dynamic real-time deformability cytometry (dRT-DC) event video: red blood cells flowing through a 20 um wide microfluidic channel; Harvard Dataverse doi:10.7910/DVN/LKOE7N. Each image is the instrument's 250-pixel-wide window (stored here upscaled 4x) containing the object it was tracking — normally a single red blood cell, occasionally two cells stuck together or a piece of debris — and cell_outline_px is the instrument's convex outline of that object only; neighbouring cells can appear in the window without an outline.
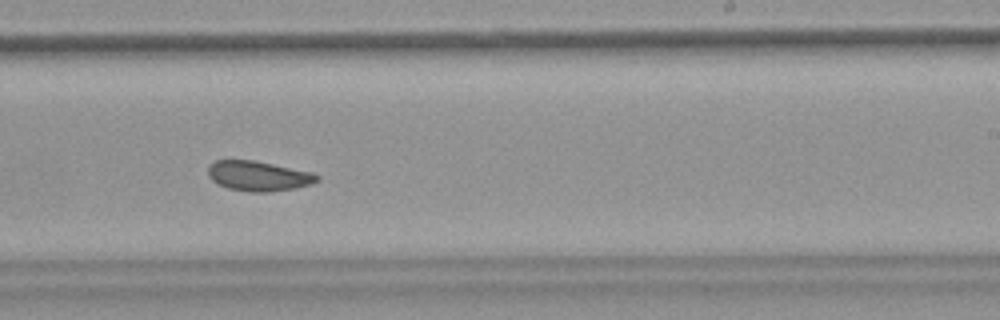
{"species": "common noctule bat (a hibernating species)", "species_latin": "Nyctalus noctula", "temperature_condition": "warm", "stored_images_in_passage": 33, "camera_frame_rate_fps": 3000, "um_per_image_px": 0.085, "animal": {"sex": "female", "body_mass_g": 18.4}, "frame": {"image": 1, "passage_image": 19, "time_ms": 6.0, "image_size_px": [1000, 320], "cell_outline_px": [[320, 180], [312, 184], [296, 188], [268, 192], [252, 192], [228, 188], [212, 180], [208, 176], [208, 164], [216, 160], [252, 160], [312, 172], [320, 176]], "centroid_in_image_um": [21.98, 14.96], "position_along_channel_um": 267.0, "area_um2": 19.02}, "authors_computed_cell_mechanics": {"area_um2": 19.2474, "velocity_mm_per_s": 3.7656, "shape_relaxation_time_tau1_ms": null, "shape_relaxation_time_tau2_ms": 2.4157, "deformation_change_tau1": null, "deformation_change_tau2": 0.0843}}